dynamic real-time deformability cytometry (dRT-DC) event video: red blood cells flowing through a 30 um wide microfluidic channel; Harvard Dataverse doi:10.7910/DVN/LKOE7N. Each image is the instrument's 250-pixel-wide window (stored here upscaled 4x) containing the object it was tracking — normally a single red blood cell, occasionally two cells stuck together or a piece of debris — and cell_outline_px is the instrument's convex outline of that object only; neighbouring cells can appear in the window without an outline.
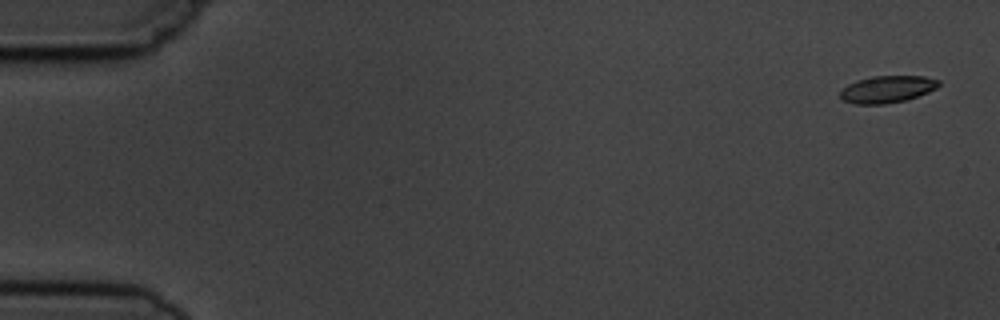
{"species": "common noctule bat (a hibernating species)", "species_latin": "Nyctalus noctula", "temperature_condition": "cold", "stored_images_in_passage": 5, "camera_frame_rate_fps": 3000, "um_per_image_px": 0.085, "animal": {"sex": "male", "body_mass_g": 19.5, "forearm_length_mm": 54.6}, "frame": {"image": 1, "passage_image": 1, "time_ms": 0.0, "image_size_px": [1000, 320], "cell_outline_px": [[940, 84], [936, 88], [928, 92], [908, 100], [884, 104], [856, 104], [844, 100], [840, 96], [840, 92], [848, 84], [856, 80], [872, 76], [924, 76], [940, 80]], "centroid_in_image_um": [75.43, 7.58], "position_along_channel_um": 9.6, "area_um2": 15.55}}
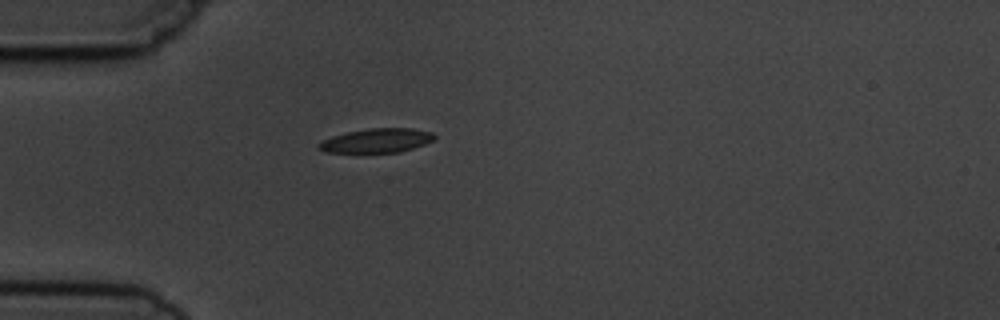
{"frame": {"image": 2, "passage_image": 5, "time_ms": 4.667, "image_size_px": [1000, 320], "cell_outline_px": [[436, 136], [432, 140], [424, 144], [400, 152], [324, 152], [316, 148], [324, 140], [332, 136], [348, 132], [368, 128], [412, 128], [432, 132]], "centroid_in_image_um": [32.03, 11.94], "position_along_channel_um": 53.0, "area_um2": 16.07}}